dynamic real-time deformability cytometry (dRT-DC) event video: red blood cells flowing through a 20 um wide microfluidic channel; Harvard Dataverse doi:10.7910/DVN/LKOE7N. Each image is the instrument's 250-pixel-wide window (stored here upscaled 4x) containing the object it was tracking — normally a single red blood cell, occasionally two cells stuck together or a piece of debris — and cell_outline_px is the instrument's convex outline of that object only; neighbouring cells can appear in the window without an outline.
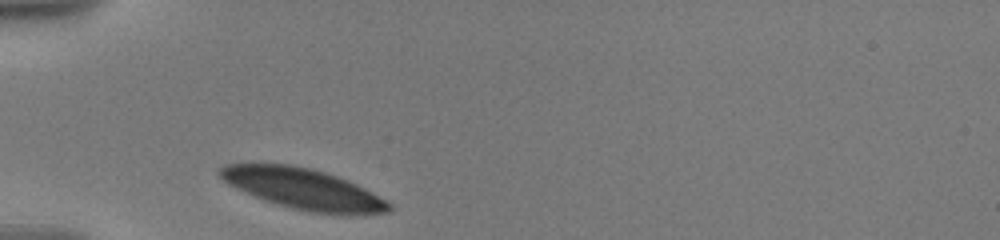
{"species": "human", "species_latin": "Homo sapiens", "temperature_condition": "warm", "stored_images_in_passage": 2, "camera_frame_rate_fps": 3000, "um_per_image_px": 0.085, "donor": {"sex": "male"}, "frame": {"image": 1, "passage_image": 1, "time_ms": 0.0, "image_size_px": [1000, 240], "cell_outline_px": [[392, 208], [388, 212], [352, 216], [312, 212], [292, 208], [256, 196], [236, 188], [228, 184], [216, 172], [216, 168], [224, 164], [292, 164], [324, 172], [336, 176], [356, 184], [372, 192], [392, 204]], "centroid_in_image_um": [25.8, 16.06], "position_along_channel_um": 59.2, "area_um2": 39.94}}